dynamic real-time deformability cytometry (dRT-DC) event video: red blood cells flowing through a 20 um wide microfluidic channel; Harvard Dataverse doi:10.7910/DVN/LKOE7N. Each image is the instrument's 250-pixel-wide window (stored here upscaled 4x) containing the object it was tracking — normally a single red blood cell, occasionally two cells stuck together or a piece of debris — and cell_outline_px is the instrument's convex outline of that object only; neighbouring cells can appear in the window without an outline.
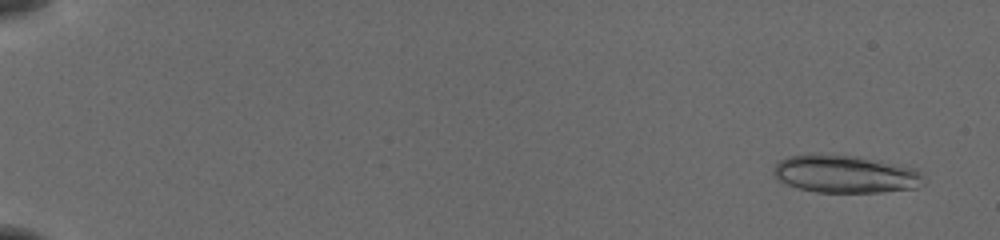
{"species": "common noctule bat (a hibernating species)", "species_latin": "Nyctalus noctula", "temperature_condition": "cold", "stored_images_in_passage": 55, "segment_of_instrument_passage": [1, 2], "camera_frame_rate_fps": 3000, "um_per_image_px": 0.085, "animal": {"sex": "female", "body_mass_g": 19.5, "forearm_length_mm": 54.1}, "frame": {"image": 1, "passage_image": 3, "time_ms": 0.667, "image_size_px": [1000, 240], "cell_outline_px": [[924, 184], [916, 188], [880, 192], [816, 192], [800, 188], [788, 184], [780, 180], [772, 172], [772, 168], [780, 160], [788, 156], [812, 152], [860, 156], [900, 164], [916, 168], [924, 176]], "centroid_in_image_um": [71.87, 14.76], "position_along_channel_um": 13.1, "area_um2": 33.64}}
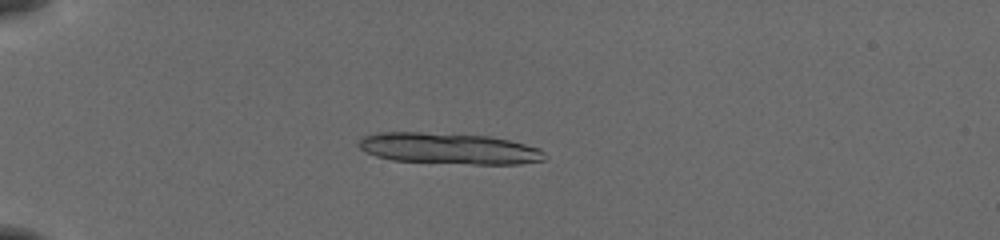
{"frame": {"image": 2, "passage_image": 16, "time_ms": 5.0, "image_size_px": [1000, 240], "cell_outline_px": [[548, 156], [544, 160], [520, 164], [472, 164], [392, 160], [376, 156], [360, 148], [356, 144], [360, 136], [380, 132], [420, 132], [488, 136], [508, 140], [540, 148]], "centroid_in_image_um": [38.14, 12.62], "position_along_channel_um": 46.9, "area_um2": 33.81}}